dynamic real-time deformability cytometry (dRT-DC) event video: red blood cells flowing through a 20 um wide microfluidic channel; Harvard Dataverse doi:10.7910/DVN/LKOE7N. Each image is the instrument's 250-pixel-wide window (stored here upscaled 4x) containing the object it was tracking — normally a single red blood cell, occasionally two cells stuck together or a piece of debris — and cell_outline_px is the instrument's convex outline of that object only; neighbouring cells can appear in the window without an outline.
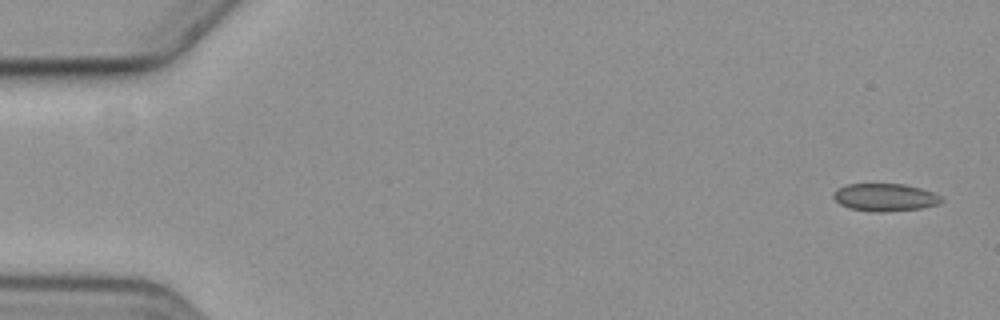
{"species": "common noctule bat (a hibernating species)", "species_latin": "Nyctalus noctula", "temperature_condition": "cold", "stored_images_in_passage": 11, "camera_frame_rate_fps": 3000, "um_per_image_px": 0.085, "animal": {"sex": "female", "body_mass_g": 19.3, "forearm_length_mm": 54.1}, "frame": {"image": 1, "passage_image": 1, "time_ms": 0.0, "image_size_px": [1000, 320], "cell_outline_px": [[944, 200], [936, 204], [920, 208], [880, 212], [876, 212], [848, 208], [840, 204], [832, 196], [836, 188], [848, 184], [904, 184], [920, 188], [932, 192], [940, 196]], "centroid_in_image_um": [75.18, 16.76], "position_along_channel_um": 9.8, "area_um2": 17.22}}
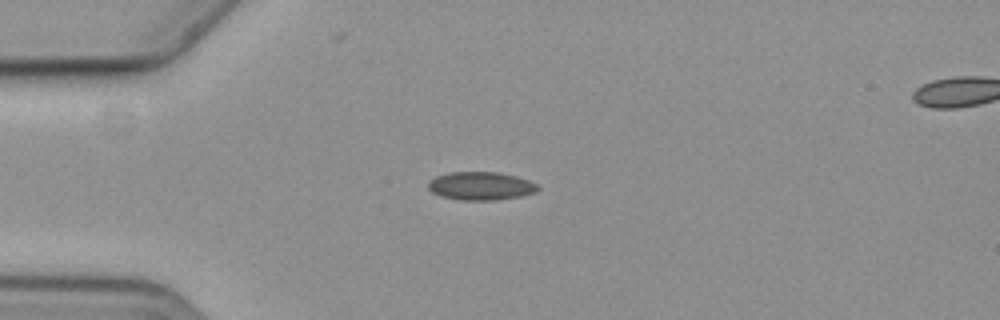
{"frame": {"image": 2, "passage_image": 4, "time_ms": 4.333, "image_size_px": [1000, 320], "cell_outline_px": [[540, 188], [536, 192], [520, 196], [496, 200], [460, 200], [440, 196], [432, 192], [428, 188], [428, 184], [436, 176], [448, 172], [500, 172], [516, 176], [540, 184]], "centroid_in_image_um": [40.9, 15.8], "position_along_channel_um": 44.1, "area_um2": 18.15}}
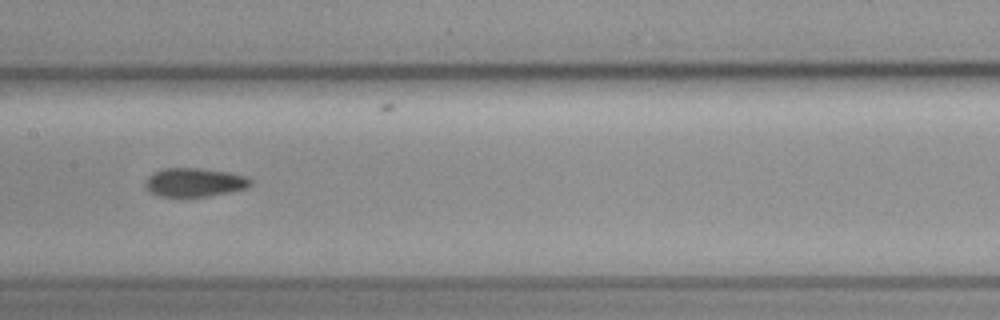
{"frame": {"image": 3, "passage_image": 8, "time_ms": 9.0, "image_size_px": [1000, 320], "cell_outline_px": [[252, 184], [244, 188], [228, 192], [208, 196], [160, 196], [148, 192], [144, 184], [148, 176], [164, 168], [200, 168], [228, 172], [248, 176], [252, 180]], "centroid_in_image_um": [16.52, 15.49], "position_along_channel_um": 190.9, "area_um2": 17.51}}